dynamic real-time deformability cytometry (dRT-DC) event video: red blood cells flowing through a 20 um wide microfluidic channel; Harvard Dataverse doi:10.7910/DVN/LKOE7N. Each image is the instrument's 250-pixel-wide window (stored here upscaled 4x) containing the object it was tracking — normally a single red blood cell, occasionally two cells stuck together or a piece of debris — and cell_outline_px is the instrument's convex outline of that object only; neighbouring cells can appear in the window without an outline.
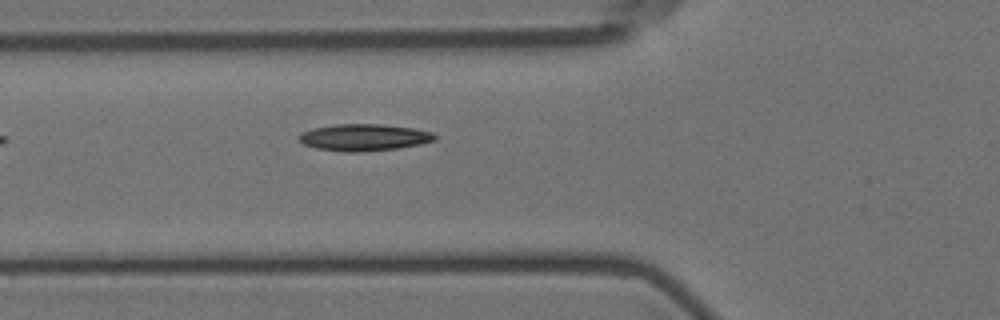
{"species": "Egyptian fruit bat (a non-hibernating species)", "species_latin": "Rousettus aegyptiacus", "temperature_condition": "room temperature", "stored_images_in_passage": 6, "camera_frame_rate_fps": 3000, "um_per_image_px": 0.085, "animal": {"sex": "female"}, "frame": {"image": 1, "passage_image": 6, "time_ms": 6.667, "image_size_px": [1000, 320], "cell_outline_px": [[436, 140], [420, 144], [396, 148], [360, 152], [344, 152], [316, 148], [304, 144], [300, 140], [300, 132], [312, 128], [336, 124], [380, 124], [412, 128], [432, 132], [436, 136]], "centroid_in_image_um": [30.93, 11.67], "position_along_channel_um": 94.9, "area_um2": 21.1}}